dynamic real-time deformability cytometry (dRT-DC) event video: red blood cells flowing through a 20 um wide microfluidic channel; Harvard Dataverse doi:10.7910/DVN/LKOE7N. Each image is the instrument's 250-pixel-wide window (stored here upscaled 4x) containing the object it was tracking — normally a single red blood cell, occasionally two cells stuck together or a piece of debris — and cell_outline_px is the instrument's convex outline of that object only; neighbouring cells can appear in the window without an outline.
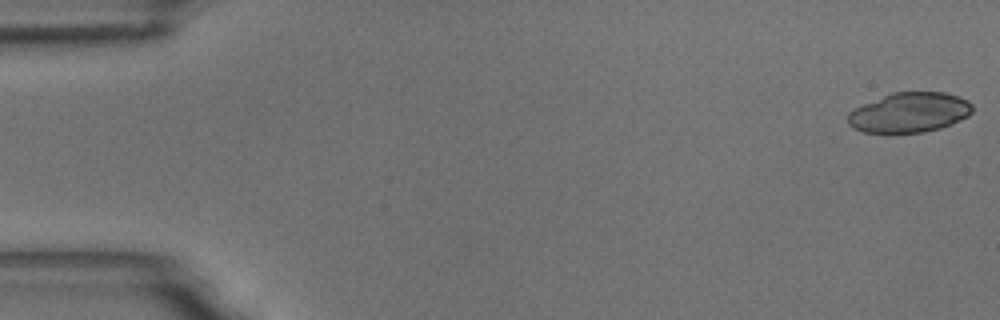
{"species": "common noctule bat (a hibernating species)", "species_latin": "Nyctalus noctula", "temperature_condition": "room temperature", "stored_images_in_passage": 58, "camera_frame_rate_fps": 3000, "um_per_image_px": 0.085, "animal": {"sex": "male", "body_mass_g": 18.8}, "frame": {"image": 1, "passage_image": 1, "time_ms": 0.0, "image_size_px": [1000, 320], "cell_outline_px": [[972, 112], [968, 116], [940, 128], [924, 132], [864, 132], [848, 124], [848, 112], [864, 104], [892, 92], [944, 92], [960, 96], [968, 100], [972, 104]], "centroid_in_image_um": [77.33, 9.55], "position_along_channel_um": 7.7, "area_um2": 28.67}}
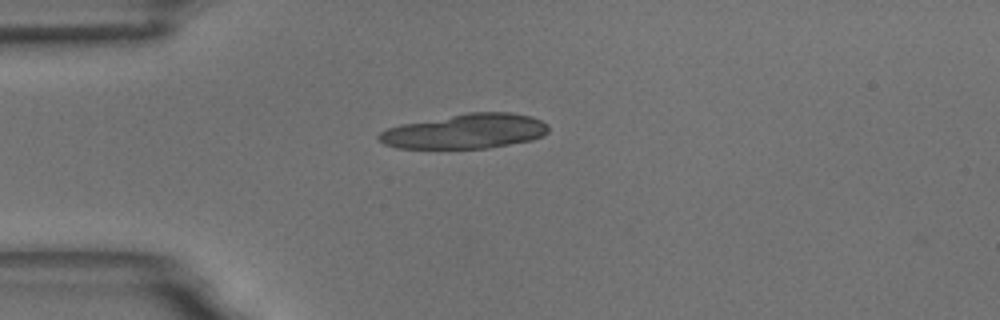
{"frame": {"image": 2, "passage_image": 15, "time_ms": 4.667, "image_size_px": [1000, 320], "cell_outline_px": [[548, 132], [544, 136], [532, 140], [488, 148], [396, 148], [384, 144], [376, 136], [380, 132], [388, 128], [400, 124], [468, 112], [508, 112], [532, 116], [548, 124]], "centroid_in_image_um": [39.56, 11.15], "position_along_channel_um": 45.4, "area_um2": 34.45}}